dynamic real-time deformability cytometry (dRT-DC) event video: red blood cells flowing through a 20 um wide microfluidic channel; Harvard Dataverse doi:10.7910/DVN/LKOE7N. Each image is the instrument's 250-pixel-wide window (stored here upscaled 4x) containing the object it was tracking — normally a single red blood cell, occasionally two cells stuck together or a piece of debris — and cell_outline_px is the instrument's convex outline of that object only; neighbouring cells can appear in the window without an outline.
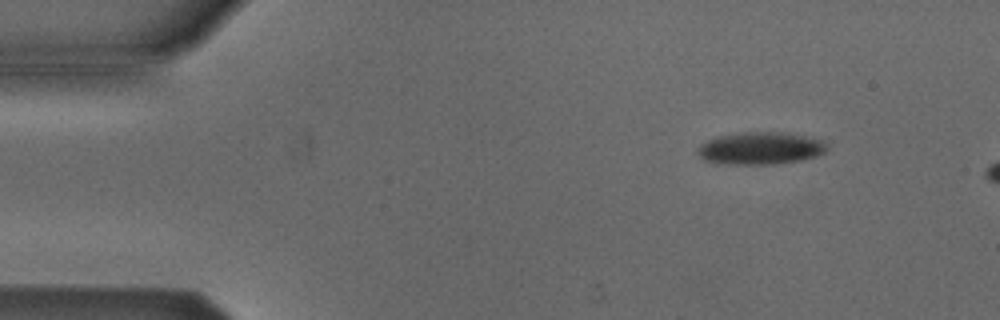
{"species": "Egyptian fruit bat (a non-hibernating species)", "species_latin": "Rousettus aegyptiacus", "temperature_condition": "cold", "stored_images_in_passage": 3, "camera_frame_rate_fps": 3000, "um_per_image_px": 0.085, "animal": {"sex": "male"}, "frame": {"image": 1, "passage_image": 1, "time_ms": 0.0, "image_size_px": [1000, 320], "cell_outline_px": [[828, 152], [816, 156], [800, 160], [776, 164], [716, 164], [704, 160], [696, 152], [700, 144], [716, 136], [744, 132], [784, 132], [828, 140]], "centroid_in_image_um": [64.68, 12.6], "position_along_channel_um": 20.3, "area_um2": 24.91}}